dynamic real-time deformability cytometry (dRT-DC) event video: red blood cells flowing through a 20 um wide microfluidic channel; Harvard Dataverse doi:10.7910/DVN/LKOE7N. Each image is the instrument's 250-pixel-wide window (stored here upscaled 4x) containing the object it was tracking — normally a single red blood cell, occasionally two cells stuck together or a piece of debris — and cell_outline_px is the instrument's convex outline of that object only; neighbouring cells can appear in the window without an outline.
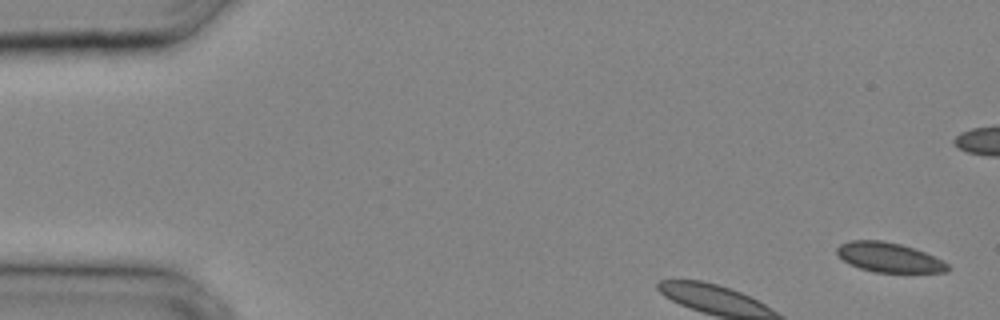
{"species": "common noctule bat (a hibernating species)", "species_latin": "Nyctalus noctula", "temperature_condition": "cold", "stored_images_in_passage": 6, "camera_frame_rate_fps": 3000, "um_per_image_px": 0.085, "animal": {"sex": "male", "body_mass_g": 20.4}, "frame": {"image": 1, "passage_image": 1, "time_ms": 0.0, "image_size_px": [1000, 320], "cell_outline_px": [[952, 268], [948, 272], [876, 272], [860, 268], [848, 264], [836, 252], [836, 248], [840, 244], [852, 240], [884, 240], [900, 244], [924, 252], [948, 264]], "centroid_in_image_um": [75.55, 21.88], "position_along_channel_um": 9.5, "area_um2": 18.96}}